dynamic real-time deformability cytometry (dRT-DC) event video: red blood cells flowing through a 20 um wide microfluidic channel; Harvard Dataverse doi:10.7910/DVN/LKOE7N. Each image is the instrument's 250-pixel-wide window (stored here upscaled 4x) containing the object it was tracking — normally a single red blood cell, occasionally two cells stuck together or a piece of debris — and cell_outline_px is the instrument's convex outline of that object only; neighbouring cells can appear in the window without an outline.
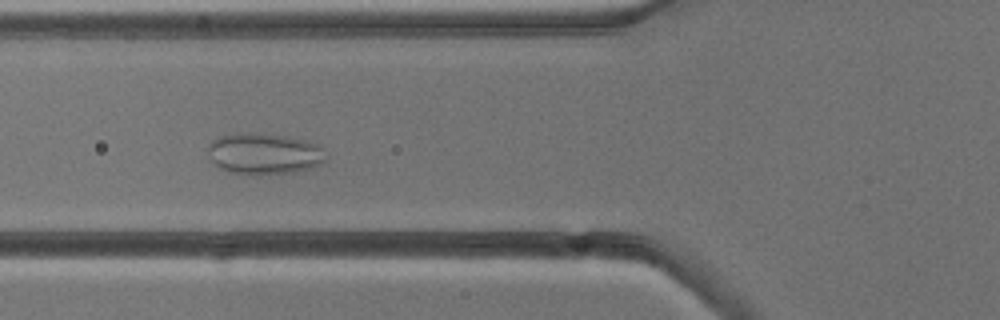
{"species": "common noctule bat (a hibernating species)", "species_latin": "Nyctalus noctula", "temperature_condition": "cold", "stored_images_in_passage": 8, "camera_frame_rate_fps": 3000, "um_per_image_px": 0.085, "animal": {"sex": "male", "body_mass_g": 13.3}, "frame": {"image": 1, "passage_image": 5, "time_ms": 4.333, "image_size_px": [1000, 320], "cell_outline_px": [[328, 160], [320, 164], [296, 172], [260, 176], [228, 172], [216, 168], [208, 152], [208, 144], [212, 140], [220, 136], [236, 132], [240, 132], [284, 136], [304, 140], [316, 144], [324, 148]], "centroid_in_image_um": [22.43, 13.09], "position_along_channel_um": 103.4, "area_um2": 28.84}}